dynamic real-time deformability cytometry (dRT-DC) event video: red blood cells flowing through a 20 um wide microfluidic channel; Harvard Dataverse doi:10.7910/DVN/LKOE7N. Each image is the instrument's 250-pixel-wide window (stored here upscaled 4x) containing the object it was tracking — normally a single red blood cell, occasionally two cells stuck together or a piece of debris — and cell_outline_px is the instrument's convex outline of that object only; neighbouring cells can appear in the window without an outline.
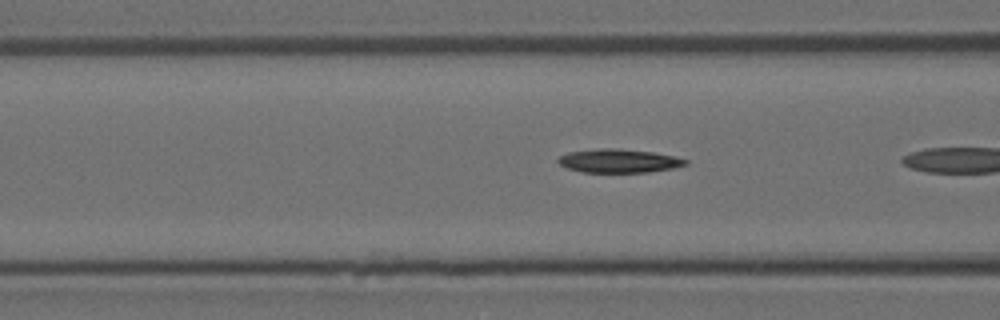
{"species": "Egyptian fruit bat (a non-hibernating species)", "species_latin": "Rousettus aegyptiacus", "temperature_condition": "room temperature", "stored_images_in_passage": 5, "camera_frame_rate_fps": 3000, "um_per_image_px": 0.085, "animal": {"sex": "female"}, "frame": {"image": 1, "passage_image": 4, "time_ms": 1.0, "image_size_px": [1000, 320], "cell_outline_px": [[688, 164], [672, 168], [648, 172], [584, 172], [568, 168], [560, 164], [556, 160], [560, 156], [568, 152], [600, 148], [616, 148], [652, 152], [676, 156], [688, 160]], "centroid_in_image_um": [52.61, 13.67], "position_along_channel_um": 114.0, "area_um2": 17.46}}